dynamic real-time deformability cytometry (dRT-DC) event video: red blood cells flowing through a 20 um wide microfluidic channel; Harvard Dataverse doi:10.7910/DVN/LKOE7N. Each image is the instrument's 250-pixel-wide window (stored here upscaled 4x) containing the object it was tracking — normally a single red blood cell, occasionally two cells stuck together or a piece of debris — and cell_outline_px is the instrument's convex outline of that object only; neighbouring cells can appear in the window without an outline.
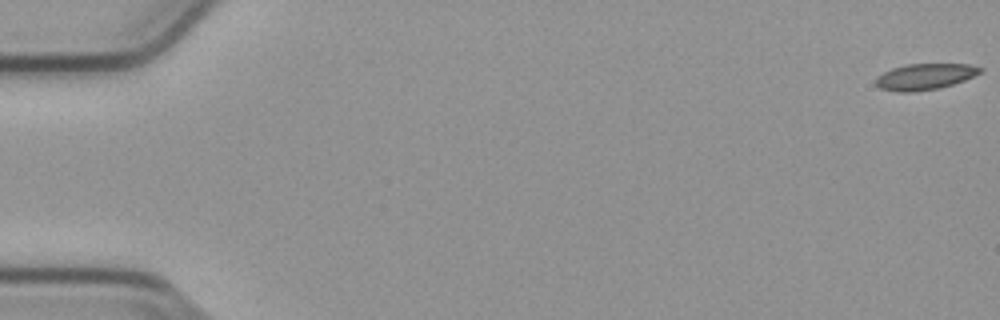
{"species": "common noctule bat (a hibernating species)", "species_latin": "Nyctalus noctula", "temperature_condition": "cold", "stored_images_in_passage": 55, "camera_frame_rate_fps": 3000, "um_per_image_px": 0.085, "animal": {"sex": "male", "body_mass_g": 23.1, "forearm_length_mm": 52.7}, "frame": {"image": 1, "passage_image": 1, "time_ms": 0.0, "image_size_px": [1000, 320], "cell_outline_px": [[984, 68], [980, 72], [964, 80], [940, 88], [912, 92], [900, 92], [880, 88], [876, 84], [876, 80], [884, 72], [892, 68], [908, 64], [968, 64]], "centroid_in_image_um": [78.63, 6.51], "position_along_channel_um": 6.4, "area_um2": 15.61}}
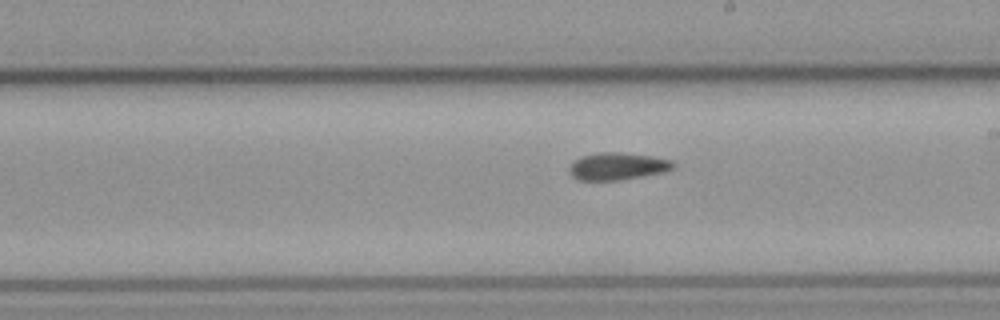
{"frame": {"image": 2, "passage_image": 32, "time_ms": 10.333, "image_size_px": [1000, 320], "cell_outline_px": [[676, 164], [672, 168], [664, 172], [620, 180], [580, 180], [572, 176], [568, 172], [572, 164], [580, 156], [596, 152], [620, 152], [652, 156], [672, 160]], "centroid_in_image_um": [52.49, 14.12], "position_along_channel_um": 236.5, "area_um2": 16.53}}
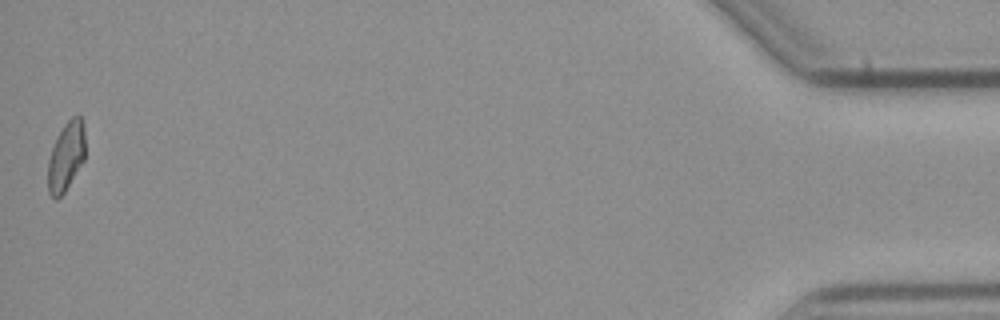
{"frame": {"image": 3, "passage_image": 55, "time_ms": 18.0, "image_size_px": [1000, 320], "cell_outline_px": [[84, 160], [64, 192], [56, 200], [48, 192], [48, 160], [52, 148], [64, 124], [72, 116], [80, 112], [84, 124]], "centroid_in_image_um": [5.63, 13.25], "position_along_channel_um": 429.6, "area_um2": 14.91}, "authors_computed_cell_mechanics": {"area_um2": 16.2996, "velocity_mm_per_s": 3.8006, "shape_relaxation_time_tau1_ms": null, "shape_relaxation_time_tau2_ms": 10.6798, "deformation_change_tau1": null, "deformation_change_tau2": 0.1773}}